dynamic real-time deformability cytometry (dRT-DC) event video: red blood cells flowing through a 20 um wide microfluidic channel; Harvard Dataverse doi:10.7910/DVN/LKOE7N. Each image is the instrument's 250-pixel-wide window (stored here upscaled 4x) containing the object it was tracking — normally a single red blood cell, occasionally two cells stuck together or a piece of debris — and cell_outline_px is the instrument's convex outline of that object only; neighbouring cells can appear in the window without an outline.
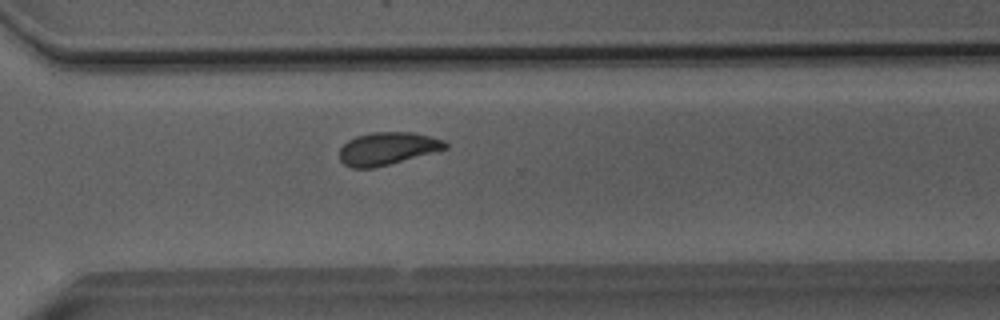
{"species": "Egyptian fruit bat (a non-hibernating species)", "species_latin": "Rousettus aegyptiacus", "temperature_condition": "room temperature", "stored_images_in_passage": 38, "camera_frame_rate_fps": 3000, "um_per_image_px": 0.085, "animal": {"sex": "male"}, "frame": {"image": 1, "passage_image": 24, "time_ms": 7.667, "image_size_px": [1000, 320], "cell_outline_px": [[448, 148], [388, 164], [372, 168], [352, 168], [344, 164], [340, 160], [340, 148], [348, 140], [356, 136], [372, 132], [412, 132], [444, 140], [448, 144]], "centroid_in_image_um": [32.91, 12.62], "position_along_channel_um": 337.7, "area_um2": 19.88}}
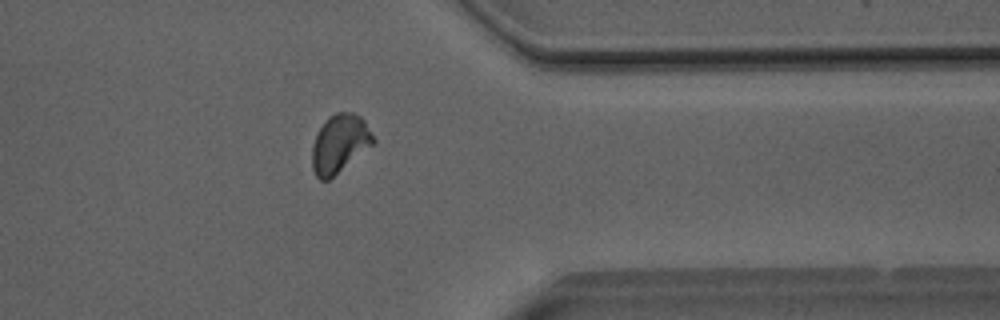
{"frame": {"image": 2, "passage_image": 28, "time_ms": 9.0, "image_size_px": [1000, 320], "cell_outline_px": [[376, 144], [328, 180], [320, 180], [316, 176], [312, 168], [312, 144], [316, 132], [324, 120], [328, 116], [336, 112], [352, 112], [360, 116], [364, 120], [376, 140]], "centroid_in_image_um": [28.87, 12.2], "position_along_channel_um": 382.5, "area_um2": 21.21}}
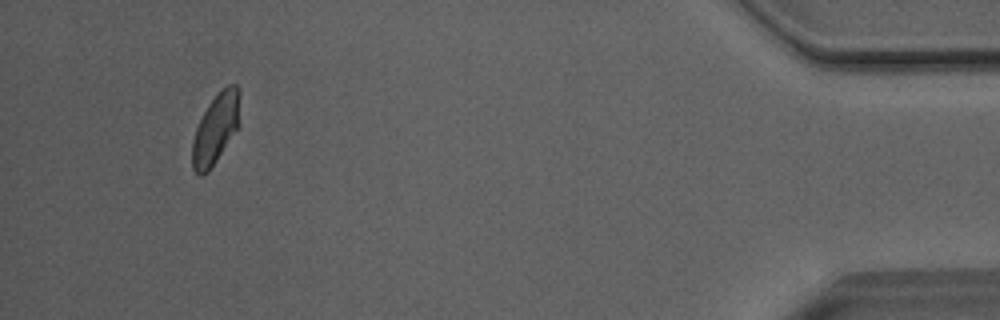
{"frame": {"image": 3, "passage_image": 35, "time_ms": 11.333, "image_size_px": [1000, 320], "cell_outline_px": [[240, 92], [236, 128], [216, 160], [208, 172], [200, 176], [192, 168], [192, 140], [196, 128], [208, 104], [228, 84], [236, 84], [240, 88]], "centroid_in_image_um": [18.29, 10.94], "position_along_channel_um": 416.9, "area_um2": 18.73}, "authors_computed_cell_mechanics": {"area_um2": 20.3167, "velocity_mm_per_s": 4.0504, "shape_relaxation_time_tau1_ms": 4.6164, "shape_relaxation_time_tau2_ms": 1.8655, "deformation_change_tau1": 0.1078, "deformation_change_tau2": 0.0457}}